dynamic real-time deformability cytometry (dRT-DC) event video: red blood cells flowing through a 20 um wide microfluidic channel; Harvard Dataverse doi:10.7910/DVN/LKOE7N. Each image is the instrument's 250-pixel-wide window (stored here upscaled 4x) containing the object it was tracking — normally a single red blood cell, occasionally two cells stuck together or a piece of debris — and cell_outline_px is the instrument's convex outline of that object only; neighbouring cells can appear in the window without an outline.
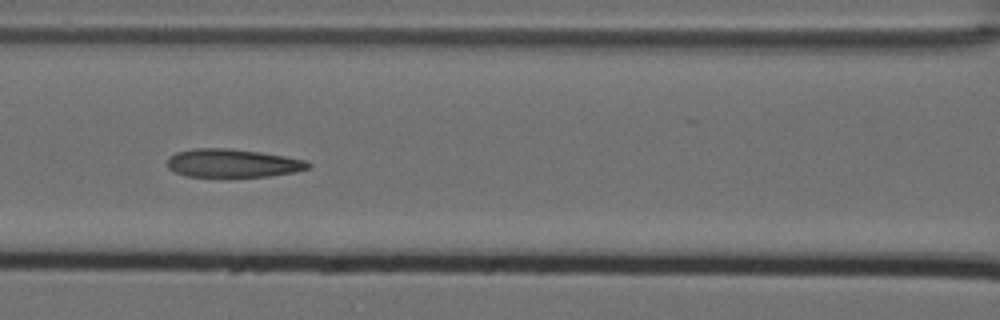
{"species": "Egyptian fruit bat (a non-hibernating species)", "species_latin": "Rousettus aegyptiacus", "temperature_condition": "cold", "stored_images_in_passage": 11, "segment_of_instrument_passage": [1, 2], "camera_frame_rate_fps": 3000, "um_per_image_px": 0.085, "animal": {"sex": "female"}, "frame": {"image": 1, "passage_image": 7, "time_ms": 2.0, "image_size_px": [1000, 320], "cell_outline_px": [[312, 164], [308, 168], [296, 172], [268, 176], [188, 176], [176, 172], [168, 168], [168, 156], [176, 152], [192, 148], [228, 148], [260, 152], [284, 156], [304, 160]], "centroid_in_image_um": [19.76, 13.86], "position_along_channel_um": 146.8, "area_um2": 23.06}}
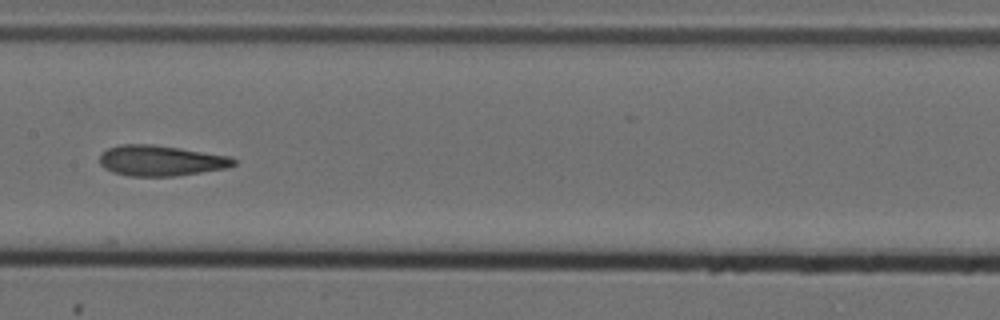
{"frame": {"image": 2, "passage_image": 8, "time_ms": 2.333, "image_size_px": [1000, 320], "cell_outline_px": [[236, 164], [228, 168], [176, 176], [128, 176], [112, 172], [104, 168], [100, 164], [100, 156], [108, 148], [120, 144], [152, 144], [180, 148], [232, 156], [236, 160]], "centroid_in_image_um": [13.7, 13.65], "position_along_channel_um": 193.7, "area_um2": 24.04}}
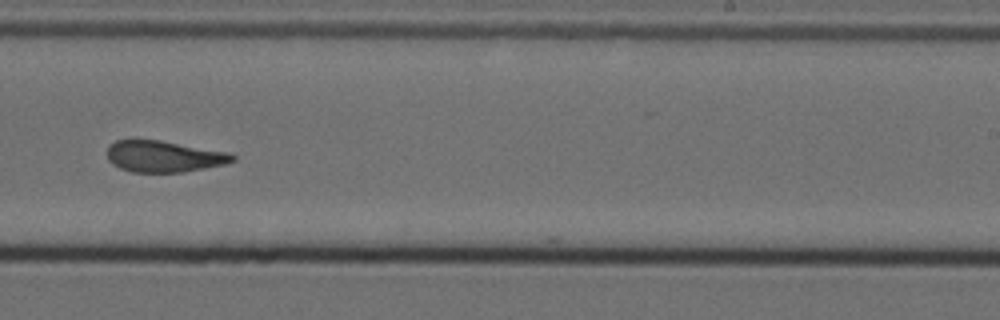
{"frame": {"image": 3, "passage_image": 10, "time_ms": 3.0, "image_size_px": [1000, 320], "cell_outline_px": [[236, 160], [224, 164], [184, 172], [132, 172], [120, 168], [112, 164], [108, 160], [108, 148], [116, 140], [160, 140], [232, 152], [236, 156]], "centroid_in_image_um": [13.98, 13.29], "position_along_channel_um": 275.0, "area_um2": 23.0}}